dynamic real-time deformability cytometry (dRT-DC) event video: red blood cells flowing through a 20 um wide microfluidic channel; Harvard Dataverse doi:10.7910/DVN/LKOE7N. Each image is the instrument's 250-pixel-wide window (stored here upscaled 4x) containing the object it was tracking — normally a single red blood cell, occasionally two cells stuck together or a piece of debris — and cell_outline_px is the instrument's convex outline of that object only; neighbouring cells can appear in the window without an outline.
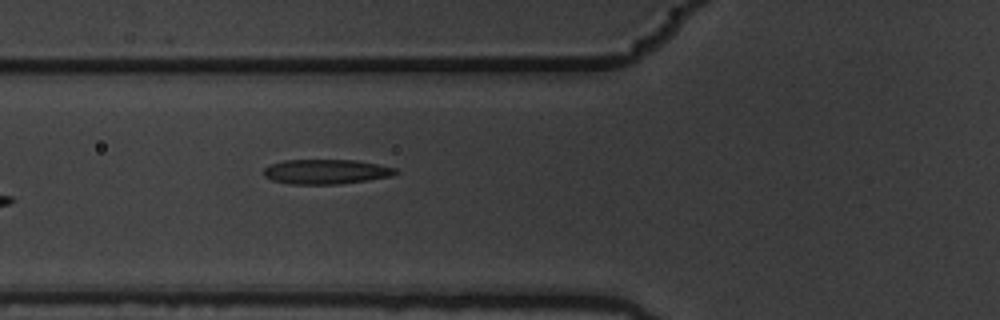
{"species": "common noctule bat (a hibernating species)", "species_latin": "Nyctalus noctula", "temperature_condition": "warm", "stored_images_in_passage": 5, "camera_frame_rate_fps": 3000, "um_per_image_px": 0.085, "animal": {"sex": "male", "body_mass_g": 19.5, "forearm_length_mm": 54.6}, "frame": {"image": 1, "passage_image": 5, "time_ms": 1.333, "image_size_px": [1000, 320], "cell_outline_px": [[400, 172], [392, 176], [368, 180], [340, 184], [292, 184], [272, 180], [264, 176], [264, 168], [272, 164], [284, 160], [356, 160], [396, 168]], "centroid_in_image_um": [27.74, 14.59], "position_along_channel_um": 98.1, "area_um2": 18.96}}